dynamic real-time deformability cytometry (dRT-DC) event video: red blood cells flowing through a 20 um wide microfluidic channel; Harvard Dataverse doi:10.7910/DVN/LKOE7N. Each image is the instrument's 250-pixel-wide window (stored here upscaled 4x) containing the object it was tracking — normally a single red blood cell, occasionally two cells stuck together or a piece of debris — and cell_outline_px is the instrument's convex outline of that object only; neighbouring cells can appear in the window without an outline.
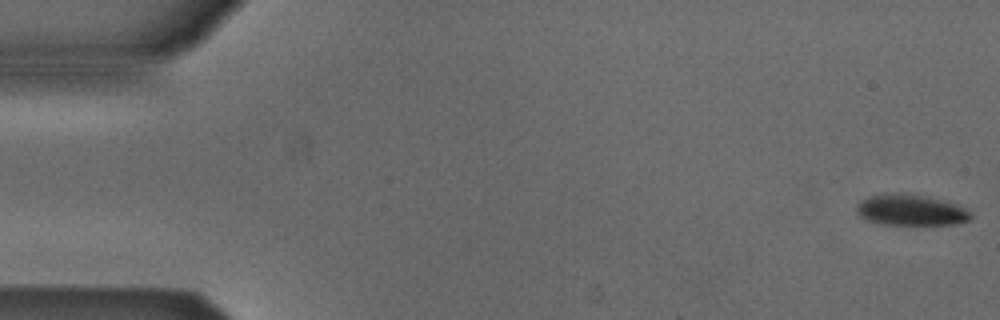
{"species": "Egyptian fruit bat (a non-hibernating species)", "species_latin": "Rousettus aegyptiacus", "temperature_condition": "cold", "stored_images_in_passage": 53, "camera_frame_rate_fps": 3000, "um_per_image_px": 0.085, "animal": {"sex": "male"}, "frame": {"image": 1, "passage_image": 1, "time_ms": 0.0, "image_size_px": [1000, 320], "cell_outline_px": [[972, 216], [968, 220], [956, 224], [884, 224], [868, 220], [860, 216], [856, 212], [856, 204], [860, 200], [868, 196], [884, 192], [896, 192], [920, 196], [940, 200], [956, 204], [964, 208]], "centroid_in_image_um": [77.33, 17.84], "position_along_channel_um": 7.7, "area_um2": 20.4}}
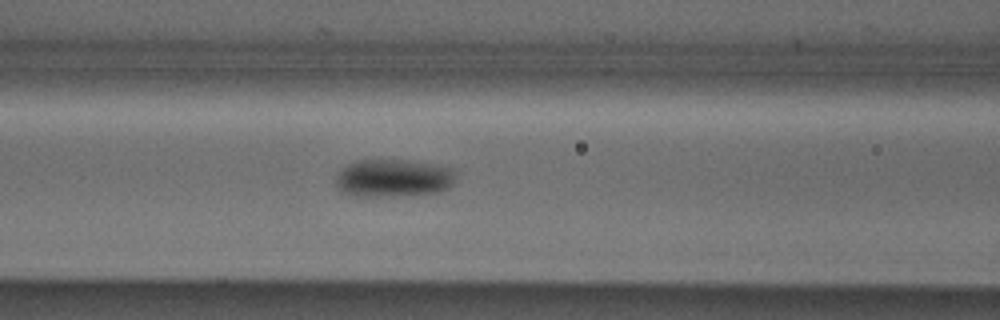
{"frame": {"image": 2, "passage_image": 22, "time_ms": 7.0, "image_size_px": [1000, 320], "cell_outline_px": [[452, 184], [448, 188], [440, 192], [404, 196], [356, 196], [344, 192], [336, 184], [336, 176], [348, 164], [356, 160], [408, 160], [432, 164], [452, 168]], "centroid_in_image_um": [33.43, 15.14], "position_along_channel_um": 133.2, "area_um2": 26.18}}
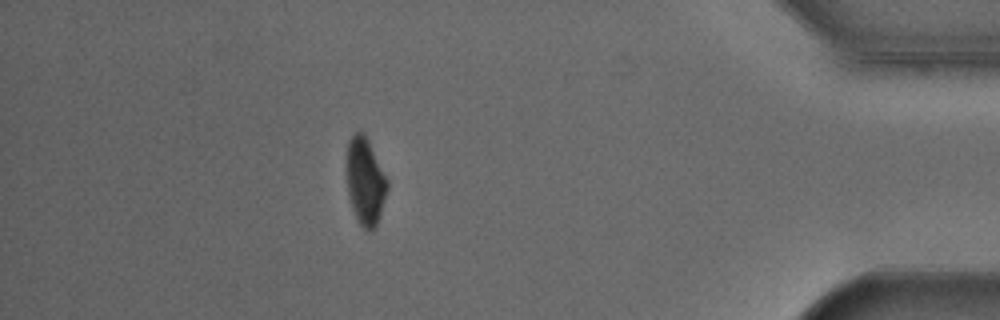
{"frame": {"image": 3, "passage_image": 47, "time_ms": 15.333, "image_size_px": [1000, 320], "cell_outline_px": [[388, 188], [380, 216], [372, 232], [368, 232], [360, 224], [352, 208], [348, 192], [348, 140], [356, 132], [364, 132], [388, 180]], "centroid_in_image_um": [31.07, 15.44], "position_along_channel_um": 404.1, "area_um2": 20.23}, "authors_computed_cell_mechanics": {"area_um2": 22.8888, "velocity_mm_per_s": 3.8427, "shape_relaxation_time_tau1_ms": 1.9993, "shape_relaxation_time_tau2_ms": null, "deformation_change_tau1": 0.0814, "deformation_change_tau2": null}}